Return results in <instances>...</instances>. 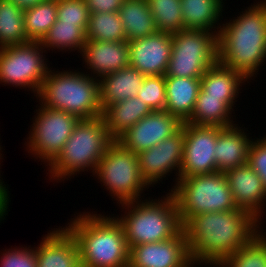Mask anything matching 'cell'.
<instances>
[{"label": "cell", "mask_w": 266, "mask_h": 267, "mask_svg": "<svg viewBox=\"0 0 266 267\" xmlns=\"http://www.w3.org/2000/svg\"><path fill=\"white\" fill-rule=\"evenodd\" d=\"M10 1L14 2L17 6L25 10L30 7H34L38 3L44 2L45 0H10Z\"/></svg>", "instance_id": "cell-40"}, {"label": "cell", "mask_w": 266, "mask_h": 267, "mask_svg": "<svg viewBox=\"0 0 266 267\" xmlns=\"http://www.w3.org/2000/svg\"><path fill=\"white\" fill-rule=\"evenodd\" d=\"M262 223L244 209L191 217L182 228L192 263L195 267H215L261 231Z\"/></svg>", "instance_id": "cell-1"}, {"label": "cell", "mask_w": 266, "mask_h": 267, "mask_svg": "<svg viewBox=\"0 0 266 267\" xmlns=\"http://www.w3.org/2000/svg\"><path fill=\"white\" fill-rule=\"evenodd\" d=\"M141 200L142 198L120 204L124 215L116 217L124 228L129 248L144 243L166 241L182 229L178 207L170 191L161 196V200Z\"/></svg>", "instance_id": "cell-5"}, {"label": "cell", "mask_w": 266, "mask_h": 267, "mask_svg": "<svg viewBox=\"0 0 266 267\" xmlns=\"http://www.w3.org/2000/svg\"><path fill=\"white\" fill-rule=\"evenodd\" d=\"M90 12L85 0H57V20L63 23L79 24L85 31Z\"/></svg>", "instance_id": "cell-35"}, {"label": "cell", "mask_w": 266, "mask_h": 267, "mask_svg": "<svg viewBox=\"0 0 266 267\" xmlns=\"http://www.w3.org/2000/svg\"><path fill=\"white\" fill-rule=\"evenodd\" d=\"M238 97H214L200 87L189 124L227 128L236 125L232 112Z\"/></svg>", "instance_id": "cell-21"}, {"label": "cell", "mask_w": 266, "mask_h": 267, "mask_svg": "<svg viewBox=\"0 0 266 267\" xmlns=\"http://www.w3.org/2000/svg\"><path fill=\"white\" fill-rule=\"evenodd\" d=\"M48 70L36 98L46 108L62 110L80 119L102 116L99 79L88 72Z\"/></svg>", "instance_id": "cell-6"}, {"label": "cell", "mask_w": 266, "mask_h": 267, "mask_svg": "<svg viewBox=\"0 0 266 267\" xmlns=\"http://www.w3.org/2000/svg\"><path fill=\"white\" fill-rule=\"evenodd\" d=\"M26 138V150L48 165L56 158L72 135L79 119L65 111L39 105Z\"/></svg>", "instance_id": "cell-11"}, {"label": "cell", "mask_w": 266, "mask_h": 267, "mask_svg": "<svg viewBox=\"0 0 266 267\" xmlns=\"http://www.w3.org/2000/svg\"><path fill=\"white\" fill-rule=\"evenodd\" d=\"M93 176L98 177L101 186H105L117 205L139 200L150 187L142 178L137 154L117 140L108 146Z\"/></svg>", "instance_id": "cell-8"}, {"label": "cell", "mask_w": 266, "mask_h": 267, "mask_svg": "<svg viewBox=\"0 0 266 267\" xmlns=\"http://www.w3.org/2000/svg\"><path fill=\"white\" fill-rule=\"evenodd\" d=\"M169 191L175 198L182 226L198 214L241 209L235 204L223 172L179 177Z\"/></svg>", "instance_id": "cell-7"}, {"label": "cell", "mask_w": 266, "mask_h": 267, "mask_svg": "<svg viewBox=\"0 0 266 267\" xmlns=\"http://www.w3.org/2000/svg\"><path fill=\"white\" fill-rule=\"evenodd\" d=\"M180 4L185 29L219 34L220 16L225 7L223 0H181Z\"/></svg>", "instance_id": "cell-25"}, {"label": "cell", "mask_w": 266, "mask_h": 267, "mask_svg": "<svg viewBox=\"0 0 266 267\" xmlns=\"http://www.w3.org/2000/svg\"><path fill=\"white\" fill-rule=\"evenodd\" d=\"M184 130L162 140L156 146L137 154L142 178L149 186L162 182L163 178L175 171L177 184L183 160ZM170 173V174H169ZM161 179V180H160Z\"/></svg>", "instance_id": "cell-13"}, {"label": "cell", "mask_w": 266, "mask_h": 267, "mask_svg": "<svg viewBox=\"0 0 266 267\" xmlns=\"http://www.w3.org/2000/svg\"><path fill=\"white\" fill-rule=\"evenodd\" d=\"M86 40L125 41L126 35L118 12L90 13Z\"/></svg>", "instance_id": "cell-31"}, {"label": "cell", "mask_w": 266, "mask_h": 267, "mask_svg": "<svg viewBox=\"0 0 266 267\" xmlns=\"http://www.w3.org/2000/svg\"><path fill=\"white\" fill-rule=\"evenodd\" d=\"M81 55L87 70L91 71L88 75L97 79L130 66L127 40L118 42L86 40Z\"/></svg>", "instance_id": "cell-18"}, {"label": "cell", "mask_w": 266, "mask_h": 267, "mask_svg": "<svg viewBox=\"0 0 266 267\" xmlns=\"http://www.w3.org/2000/svg\"><path fill=\"white\" fill-rule=\"evenodd\" d=\"M183 160L179 177L217 172L215 146L219 127L200 126L184 122Z\"/></svg>", "instance_id": "cell-12"}, {"label": "cell", "mask_w": 266, "mask_h": 267, "mask_svg": "<svg viewBox=\"0 0 266 267\" xmlns=\"http://www.w3.org/2000/svg\"><path fill=\"white\" fill-rule=\"evenodd\" d=\"M182 124L177 117L167 111H152L117 141L126 149L138 154L173 136L181 129Z\"/></svg>", "instance_id": "cell-15"}, {"label": "cell", "mask_w": 266, "mask_h": 267, "mask_svg": "<svg viewBox=\"0 0 266 267\" xmlns=\"http://www.w3.org/2000/svg\"><path fill=\"white\" fill-rule=\"evenodd\" d=\"M46 52L60 49L61 52L78 51L81 54L86 43V31L79 24L63 23L56 20L40 42Z\"/></svg>", "instance_id": "cell-29"}, {"label": "cell", "mask_w": 266, "mask_h": 267, "mask_svg": "<svg viewBox=\"0 0 266 267\" xmlns=\"http://www.w3.org/2000/svg\"><path fill=\"white\" fill-rule=\"evenodd\" d=\"M118 13L127 41L158 32L147 0H125Z\"/></svg>", "instance_id": "cell-26"}, {"label": "cell", "mask_w": 266, "mask_h": 267, "mask_svg": "<svg viewBox=\"0 0 266 267\" xmlns=\"http://www.w3.org/2000/svg\"><path fill=\"white\" fill-rule=\"evenodd\" d=\"M165 111L177 117L182 123L192 115L200 90L201 78L165 76Z\"/></svg>", "instance_id": "cell-23"}, {"label": "cell", "mask_w": 266, "mask_h": 267, "mask_svg": "<svg viewBox=\"0 0 266 267\" xmlns=\"http://www.w3.org/2000/svg\"><path fill=\"white\" fill-rule=\"evenodd\" d=\"M217 62V33L180 30L172 34V53L165 76L201 78Z\"/></svg>", "instance_id": "cell-9"}, {"label": "cell", "mask_w": 266, "mask_h": 267, "mask_svg": "<svg viewBox=\"0 0 266 267\" xmlns=\"http://www.w3.org/2000/svg\"><path fill=\"white\" fill-rule=\"evenodd\" d=\"M113 141L102 116L80 119L59 154L48 165L49 180L64 182L86 170L93 175Z\"/></svg>", "instance_id": "cell-4"}, {"label": "cell", "mask_w": 266, "mask_h": 267, "mask_svg": "<svg viewBox=\"0 0 266 267\" xmlns=\"http://www.w3.org/2000/svg\"><path fill=\"white\" fill-rule=\"evenodd\" d=\"M248 164L262 179L266 189V135L254 138L249 148Z\"/></svg>", "instance_id": "cell-37"}, {"label": "cell", "mask_w": 266, "mask_h": 267, "mask_svg": "<svg viewBox=\"0 0 266 267\" xmlns=\"http://www.w3.org/2000/svg\"><path fill=\"white\" fill-rule=\"evenodd\" d=\"M181 0H147L158 32L175 34L184 30Z\"/></svg>", "instance_id": "cell-33"}, {"label": "cell", "mask_w": 266, "mask_h": 267, "mask_svg": "<svg viewBox=\"0 0 266 267\" xmlns=\"http://www.w3.org/2000/svg\"><path fill=\"white\" fill-rule=\"evenodd\" d=\"M58 228L47 232L35 247L37 267H81L75 238L65 226Z\"/></svg>", "instance_id": "cell-19"}, {"label": "cell", "mask_w": 266, "mask_h": 267, "mask_svg": "<svg viewBox=\"0 0 266 267\" xmlns=\"http://www.w3.org/2000/svg\"><path fill=\"white\" fill-rule=\"evenodd\" d=\"M137 97L152 111H165L166 81L165 75H150L143 80Z\"/></svg>", "instance_id": "cell-34"}, {"label": "cell", "mask_w": 266, "mask_h": 267, "mask_svg": "<svg viewBox=\"0 0 266 267\" xmlns=\"http://www.w3.org/2000/svg\"><path fill=\"white\" fill-rule=\"evenodd\" d=\"M0 254V267H37L35 245L5 249Z\"/></svg>", "instance_id": "cell-36"}, {"label": "cell", "mask_w": 266, "mask_h": 267, "mask_svg": "<svg viewBox=\"0 0 266 267\" xmlns=\"http://www.w3.org/2000/svg\"><path fill=\"white\" fill-rule=\"evenodd\" d=\"M150 107L137 96L107 106L102 113L106 128L113 140H118L146 115Z\"/></svg>", "instance_id": "cell-24"}, {"label": "cell", "mask_w": 266, "mask_h": 267, "mask_svg": "<svg viewBox=\"0 0 266 267\" xmlns=\"http://www.w3.org/2000/svg\"><path fill=\"white\" fill-rule=\"evenodd\" d=\"M28 42L24 10L10 0H0V48Z\"/></svg>", "instance_id": "cell-28"}, {"label": "cell", "mask_w": 266, "mask_h": 267, "mask_svg": "<svg viewBox=\"0 0 266 267\" xmlns=\"http://www.w3.org/2000/svg\"><path fill=\"white\" fill-rule=\"evenodd\" d=\"M129 63L145 74L165 75L172 53V35L156 32L153 35L128 41Z\"/></svg>", "instance_id": "cell-16"}, {"label": "cell", "mask_w": 266, "mask_h": 267, "mask_svg": "<svg viewBox=\"0 0 266 267\" xmlns=\"http://www.w3.org/2000/svg\"><path fill=\"white\" fill-rule=\"evenodd\" d=\"M1 161V159H0ZM1 165V163H0ZM1 168V167H0ZM1 173V171H0ZM1 178V174H0ZM10 192L8 190V186L6 187V184H4V181L0 179V220L3 221L5 219V216L8 214L9 209V201L10 200Z\"/></svg>", "instance_id": "cell-39"}, {"label": "cell", "mask_w": 266, "mask_h": 267, "mask_svg": "<svg viewBox=\"0 0 266 267\" xmlns=\"http://www.w3.org/2000/svg\"><path fill=\"white\" fill-rule=\"evenodd\" d=\"M43 53L41 43L32 41L0 48V84L28 88L37 96L50 69Z\"/></svg>", "instance_id": "cell-10"}, {"label": "cell", "mask_w": 266, "mask_h": 267, "mask_svg": "<svg viewBox=\"0 0 266 267\" xmlns=\"http://www.w3.org/2000/svg\"><path fill=\"white\" fill-rule=\"evenodd\" d=\"M247 80L243 74L217 62L201 77L200 87L207 96L239 97L240 87Z\"/></svg>", "instance_id": "cell-27"}, {"label": "cell", "mask_w": 266, "mask_h": 267, "mask_svg": "<svg viewBox=\"0 0 266 267\" xmlns=\"http://www.w3.org/2000/svg\"><path fill=\"white\" fill-rule=\"evenodd\" d=\"M82 213L65 226L78 245L81 267H128L130 248L116 216Z\"/></svg>", "instance_id": "cell-3"}, {"label": "cell", "mask_w": 266, "mask_h": 267, "mask_svg": "<svg viewBox=\"0 0 266 267\" xmlns=\"http://www.w3.org/2000/svg\"><path fill=\"white\" fill-rule=\"evenodd\" d=\"M224 174L237 207L251 212L262 221L266 206V189L262 179L248 163L229 169Z\"/></svg>", "instance_id": "cell-17"}, {"label": "cell", "mask_w": 266, "mask_h": 267, "mask_svg": "<svg viewBox=\"0 0 266 267\" xmlns=\"http://www.w3.org/2000/svg\"><path fill=\"white\" fill-rule=\"evenodd\" d=\"M239 124L219 127V135L215 146V162L217 171L225 172L248 163L249 148L253 139Z\"/></svg>", "instance_id": "cell-20"}, {"label": "cell", "mask_w": 266, "mask_h": 267, "mask_svg": "<svg viewBox=\"0 0 266 267\" xmlns=\"http://www.w3.org/2000/svg\"><path fill=\"white\" fill-rule=\"evenodd\" d=\"M125 0H85L90 13L118 12Z\"/></svg>", "instance_id": "cell-38"}, {"label": "cell", "mask_w": 266, "mask_h": 267, "mask_svg": "<svg viewBox=\"0 0 266 267\" xmlns=\"http://www.w3.org/2000/svg\"><path fill=\"white\" fill-rule=\"evenodd\" d=\"M215 267H266V232L259 231L248 243Z\"/></svg>", "instance_id": "cell-32"}, {"label": "cell", "mask_w": 266, "mask_h": 267, "mask_svg": "<svg viewBox=\"0 0 266 267\" xmlns=\"http://www.w3.org/2000/svg\"><path fill=\"white\" fill-rule=\"evenodd\" d=\"M128 267H194L183 228L166 241L131 247Z\"/></svg>", "instance_id": "cell-14"}, {"label": "cell", "mask_w": 266, "mask_h": 267, "mask_svg": "<svg viewBox=\"0 0 266 267\" xmlns=\"http://www.w3.org/2000/svg\"><path fill=\"white\" fill-rule=\"evenodd\" d=\"M57 20V0H45L24 10V25L29 41L41 42Z\"/></svg>", "instance_id": "cell-30"}, {"label": "cell", "mask_w": 266, "mask_h": 267, "mask_svg": "<svg viewBox=\"0 0 266 267\" xmlns=\"http://www.w3.org/2000/svg\"><path fill=\"white\" fill-rule=\"evenodd\" d=\"M146 75L133 67L107 74L99 79L100 105L102 110L138 95Z\"/></svg>", "instance_id": "cell-22"}, {"label": "cell", "mask_w": 266, "mask_h": 267, "mask_svg": "<svg viewBox=\"0 0 266 267\" xmlns=\"http://www.w3.org/2000/svg\"><path fill=\"white\" fill-rule=\"evenodd\" d=\"M254 3L224 22L218 34V62L248 80L266 61V1Z\"/></svg>", "instance_id": "cell-2"}]
</instances>
